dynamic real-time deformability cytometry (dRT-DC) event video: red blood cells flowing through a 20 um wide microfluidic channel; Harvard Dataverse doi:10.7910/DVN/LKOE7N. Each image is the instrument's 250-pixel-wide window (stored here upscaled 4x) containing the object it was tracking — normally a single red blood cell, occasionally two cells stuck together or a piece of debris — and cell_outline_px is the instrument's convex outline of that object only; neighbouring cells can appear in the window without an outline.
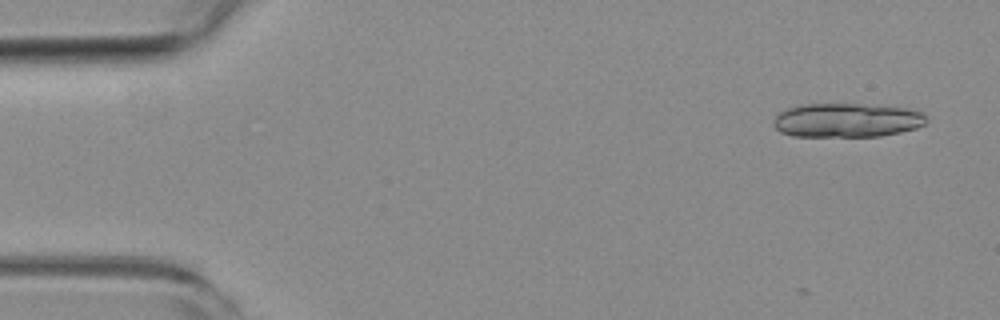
{"species": "common noctule bat (a hibernating species)", "species_latin": "Nyctalus noctula", "temperature_condition": "room temperature", "stored_images_in_passage": 3, "camera_frame_rate_fps": 3000, "um_per_image_px": 0.085, "animal": {"sex": "female", "body_mass_g": 19.3, "forearm_length_mm": 54.1}, "frame": {"image": 1, "passage_image": 3, "time_ms": 0.667, "image_size_px": [1000, 320], "cell_outline_px": [[928, 120], [924, 124], [916, 128], [900, 132], [880, 136], [792, 136], [780, 132], [776, 128], [776, 116], [780, 112], [788, 108], [800, 104], [856, 104], [904, 108], [924, 112]], "centroid_in_image_um": [72.01, 10.22], "position_along_channel_um": 13.0, "area_um2": 30.11}}